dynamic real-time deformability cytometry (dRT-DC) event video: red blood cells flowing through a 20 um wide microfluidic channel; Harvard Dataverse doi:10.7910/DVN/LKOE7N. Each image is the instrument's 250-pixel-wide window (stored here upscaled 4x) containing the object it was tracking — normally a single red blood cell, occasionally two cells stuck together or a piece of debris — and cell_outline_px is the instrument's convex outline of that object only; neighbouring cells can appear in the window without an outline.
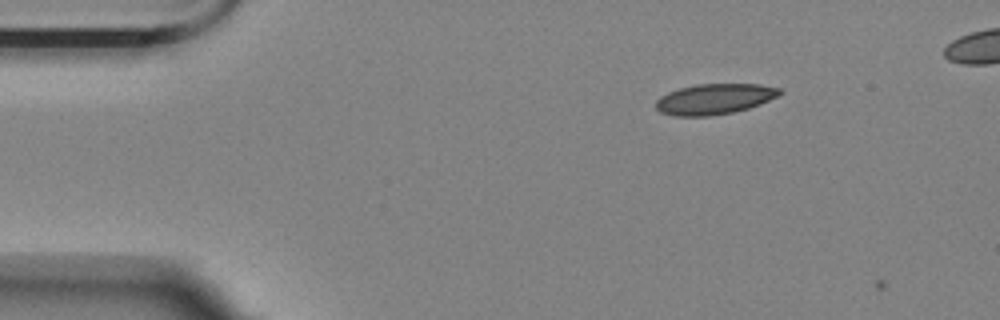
{"species": "Egyptian fruit bat (a non-hibernating species)", "species_latin": "Rousettus aegyptiacus", "temperature_condition": "room temperature", "stored_images_in_passage": 3, "camera_frame_rate_fps": 3000, "um_per_image_px": 0.085, "animal": {"sex": "female"}, "frame": {"image": 1, "passage_image": 1, "time_ms": 0.0, "image_size_px": [1000, 320], "cell_outline_px": [[784, 92], [760, 104], [748, 108], [732, 112], [708, 116], [672, 116], [660, 112], [656, 108], [656, 100], [660, 96], [668, 92], [680, 88], [696, 84], [760, 84], [780, 88]], "centroid_in_image_um": [60.71, 8.41], "position_along_channel_um": 24.3, "area_um2": 22.02}}